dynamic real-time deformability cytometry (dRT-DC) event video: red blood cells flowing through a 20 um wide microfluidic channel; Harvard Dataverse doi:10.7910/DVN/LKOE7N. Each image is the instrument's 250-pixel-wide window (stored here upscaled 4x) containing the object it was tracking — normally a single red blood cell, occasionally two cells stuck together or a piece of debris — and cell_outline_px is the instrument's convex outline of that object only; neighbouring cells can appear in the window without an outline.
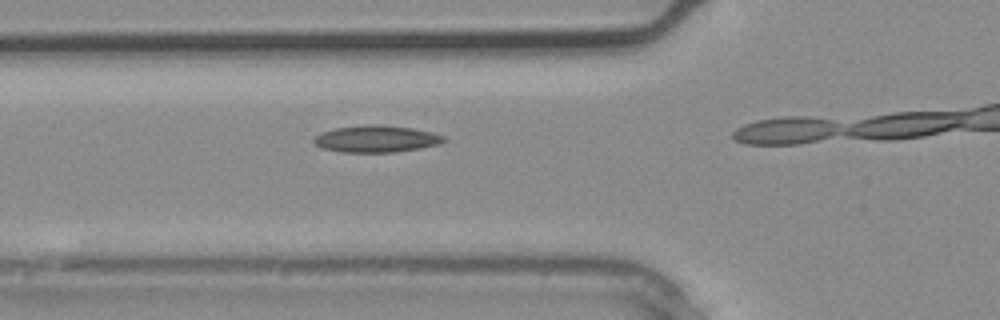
{"species": "common noctule bat (a hibernating species)", "species_latin": "Nyctalus noctula", "temperature_condition": "warm", "stored_images_in_passage": 3, "camera_frame_rate_fps": 3000, "um_per_image_px": 0.085, "animal": {"sex": "male", "body_mass_g": 20.4}, "frame": {"image": 1, "passage_image": 2, "time_ms": 0.333, "image_size_px": [1000, 320], "cell_outline_px": [[448, 140], [440, 144], [420, 148], [396, 152], [340, 152], [320, 148], [312, 144], [312, 140], [320, 132], [336, 128], [368, 124], [376, 124], [412, 128], [432, 132], [444, 136]], "centroid_in_image_um": [31.96, 11.81], "position_along_channel_um": 93.8, "area_um2": 20.58}}